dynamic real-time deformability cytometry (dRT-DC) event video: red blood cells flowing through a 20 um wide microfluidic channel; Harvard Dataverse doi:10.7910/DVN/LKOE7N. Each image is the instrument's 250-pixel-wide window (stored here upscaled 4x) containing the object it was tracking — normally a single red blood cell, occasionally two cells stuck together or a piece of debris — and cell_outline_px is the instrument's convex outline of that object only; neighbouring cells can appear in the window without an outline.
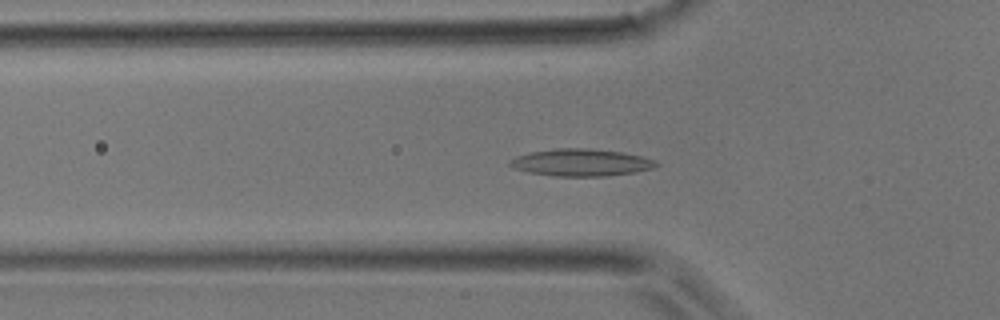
{"species": "common noctule bat (a hibernating species)", "species_latin": "Nyctalus noctula", "temperature_condition": "room temperature", "stored_images_in_passage": 32, "camera_frame_rate_fps": 3000, "um_per_image_px": 0.085, "animal": {"sex": "male", "body_mass_g": 17.9}, "frame": {"image": 1, "passage_image": 2, "time_ms": 0.333, "image_size_px": [1000, 320], "cell_outline_px": [[660, 164], [656, 168], [608, 176], [552, 176], [528, 172], [512, 168], [508, 164], [508, 160], [516, 156], [532, 152], [552, 148], [588, 148], [624, 152], [640, 156], [652, 160]], "centroid_in_image_um": [49.35, 13.81], "position_along_channel_um": 76.5, "area_um2": 23.29}}
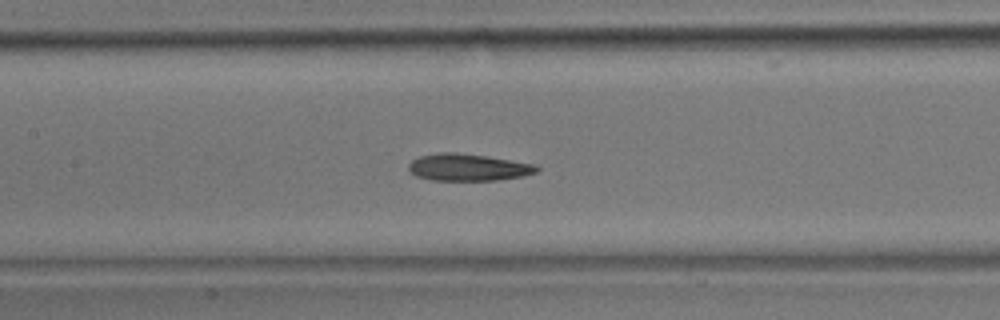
{"frame": {"image": 2, "passage_image": 8, "time_ms": 2.333, "image_size_px": [1000, 320], "cell_outline_px": [[540, 168], [536, 172], [524, 176], [496, 180], [432, 180], [416, 176], [408, 168], [408, 164], [412, 160], [420, 156], [440, 152], [456, 152], [484, 156], [532, 164]], "centroid_in_image_um": [39.75, 14.22], "position_along_channel_um": 167.7, "area_um2": 19.88}}
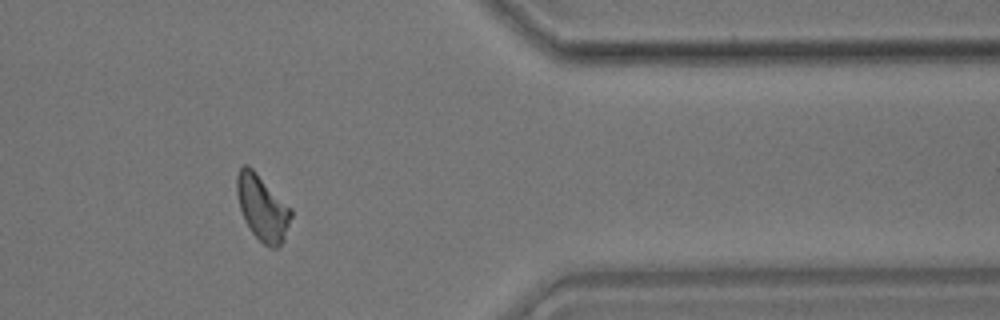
{"frame": {"image": 3, "passage_image": 24, "time_ms": 7.667, "image_size_px": [1000, 320], "cell_outline_px": [[292, 216], [284, 240], [276, 248], [268, 248], [252, 232], [244, 220], [240, 208], [236, 192], [236, 176], [240, 168], [244, 164], [248, 164], [292, 208]], "centroid_in_image_um": [22.3, 17.66], "position_along_channel_um": 389.1, "area_um2": 20.75}}